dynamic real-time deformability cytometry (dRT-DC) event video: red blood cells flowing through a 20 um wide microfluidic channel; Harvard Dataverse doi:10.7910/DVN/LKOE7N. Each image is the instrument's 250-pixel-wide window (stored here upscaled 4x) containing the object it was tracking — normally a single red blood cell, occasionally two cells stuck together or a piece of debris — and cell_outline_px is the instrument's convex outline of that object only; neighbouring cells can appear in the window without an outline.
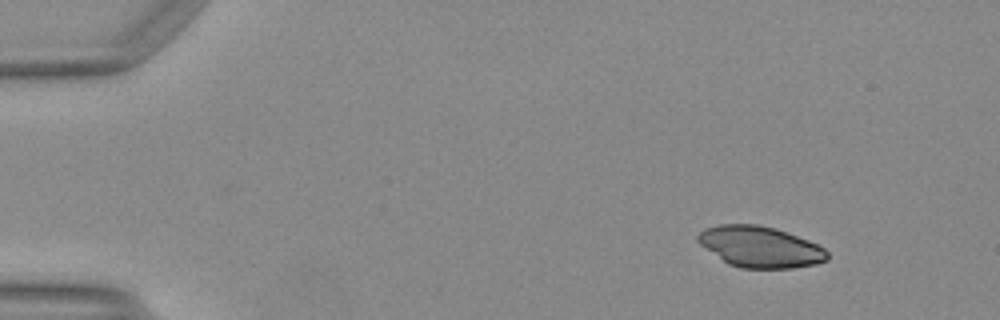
{"species": "Egyptian fruit bat (a non-hibernating species)", "species_latin": "Rousettus aegyptiacus", "temperature_condition": "warm", "stored_images_in_passage": 49, "camera_frame_rate_fps": 3000, "um_per_image_px": 0.085, "animal": {"sex": "female"}, "frame": {"image": 1, "passage_image": 5, "time_ms": 1.333, "image_size_px": [1000, 320], "cell_outline_px": [[828, 260], [816, 264], [792, 268], [740, 268], [728, 264], [700, 244], [696, 240], [696, 236], [704, 228], [720, 224], [756, 224], [772, 228], [808, 240], [824, 248], [828, 252]], "centroid_in_image_um": [64.59, 20.99], "position_along_channel_um": 20.4, "area_um2": 30.75}}
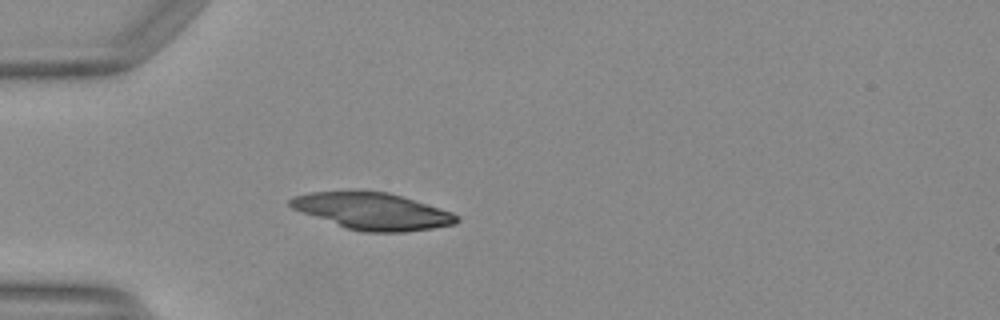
{"frame": {"image": 2, "passage_image": 14, "time_ms": 4.333, "image_size_px": [1000, 320], "cell_outline_px": [[460, 220], [456, 224], [432, 228], [404, 232], [364, 232], [348, 228], [292, 208], [288, 204], [288, 200], [296, 196], [312, 192], [388, 192], [452, 212], [460, 216]], "centroid_in_image_um": [31.72, 17.96], "position_along_channel_um": 53.3, "area_um2": 34.85}}
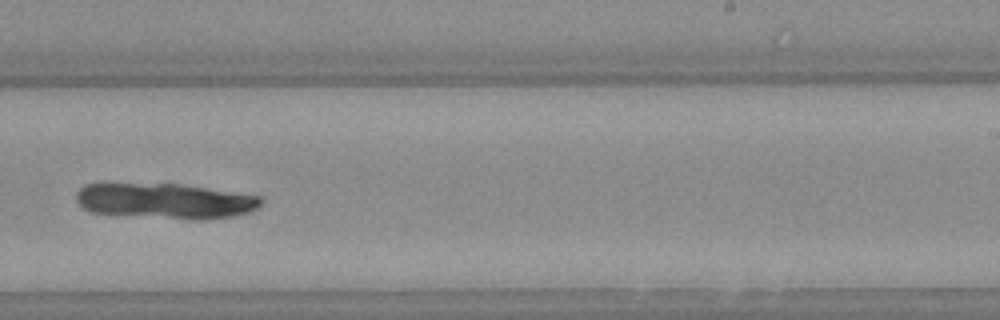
{"frame": {"image": 3, "passage_image": 31, "time_ms": 10.0, "image_size_px": [1000, 320], "cell_outline_px": [[264, 200], [256, 208], [248, 212], [208, 220], [188, 220], [92, 212], [84, 208], [76, 200], [76, 192], [84, 184], [180, 184], [260, 196]], "centroid_in_image_um": [14.04, 17.09], "position_along_channel_um": 275.0, "area_um2": 37.86}}